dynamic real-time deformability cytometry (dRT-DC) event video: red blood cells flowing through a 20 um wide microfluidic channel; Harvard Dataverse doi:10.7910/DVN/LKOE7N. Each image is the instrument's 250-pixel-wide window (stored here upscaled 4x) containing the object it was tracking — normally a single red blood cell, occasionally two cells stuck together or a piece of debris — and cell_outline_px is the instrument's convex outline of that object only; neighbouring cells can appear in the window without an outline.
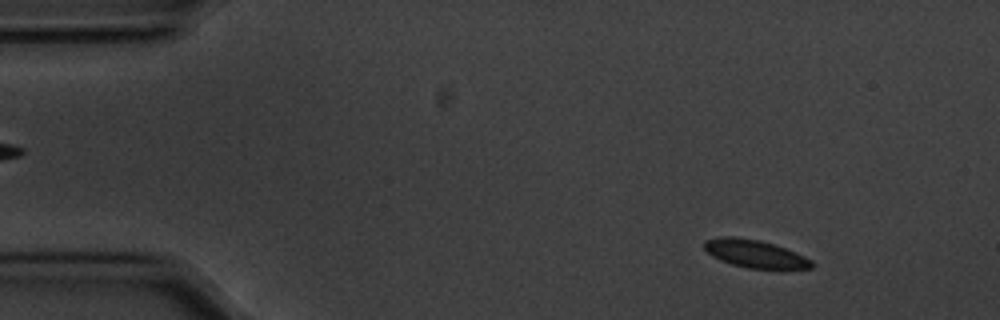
{"species": "common noctule bat (a hibernating species)", "species_latin": "Nyctalus noctula", "temperature_condition": "cold", "stored_images_in_passage": 55, "camera_frame_rate_fps": 3000, "um_per_image_px": 0.085, "animal": {"sex": "male", "body_mass_g": 20.1, "forearm_length_mm": 53.5}, "frame": {"image": 1, "passage_image": 5, "time_ms": 1.333, "image_size_px": [1000, 320], "cell_outline_px": [[812, 268], [784, 272], [780, 272], [748, 268], [732, 264], [720, 260], [712, 256], [704, 248], [704, 240], [720, 236], [736, 236], [760, 240], [784, 248], [804, 256], [812, 260]], "centroid_in_image_um": [64.23, 21.62], "position_along_channel_um": 20.8, "area_um2": 18.15}}
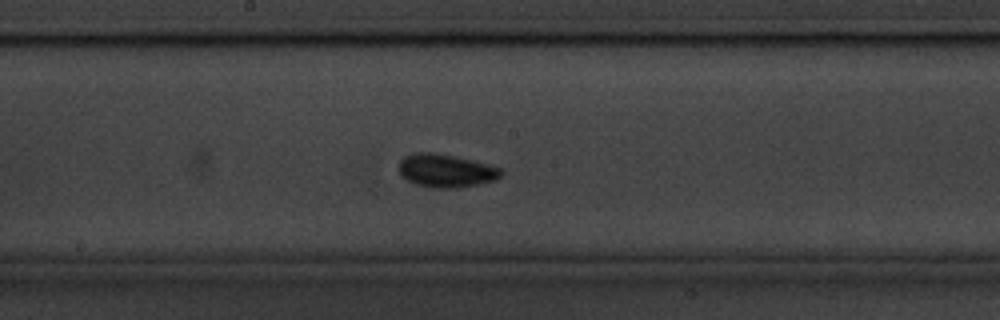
{"frame": {"image": 2, "passage_image": 28, "time_ms": 9.0, "image_size_px": [1000, 320], "cell_outline_px": [[504, 172], [496, 180], [480, 184], [456, 188], [432, 188], [416, 184], [400, 176], [396, 168], [396, 164], [404, 156], [412, 152], [436, 152], [456, 156], [488, 164], [500, 168]], "centroid_in_image_um": [37.85, 14.5], "position_along_channel_um": 210.4, "area_um2": 20.29}}
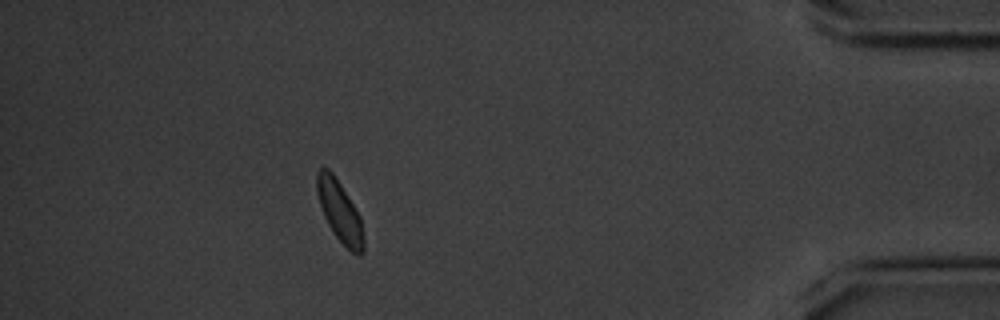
{"frame": {"image": 3, "passage_image": 49, "time_ms": 16.0, "image_size_px": [1000, 320], "cell_outline_px": [[364, 252], [360, 256], [356, 256], [332, 232], [324, 216], [316, 192], [316, 172], [320, 168], [328, 168], [332, 172], [340, 184], [360, 216], [364, 236]], "centroid_in_image_um": [28.88, 17.99], "position_along_channel_um": 406.3, "area_um2": 16.53}}